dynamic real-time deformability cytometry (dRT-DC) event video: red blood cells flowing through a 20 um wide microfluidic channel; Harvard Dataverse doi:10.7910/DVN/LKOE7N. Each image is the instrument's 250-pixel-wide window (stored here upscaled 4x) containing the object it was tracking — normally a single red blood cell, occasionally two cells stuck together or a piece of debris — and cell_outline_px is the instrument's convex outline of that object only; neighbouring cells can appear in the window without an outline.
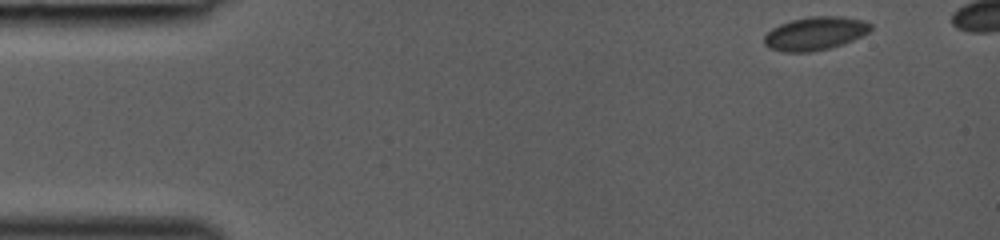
{"species": "common noctule bat (a hibernating species)", "species_latin": "Nyctalus noctula", "temperature_condition": "room temperature", "stored_images_in_passage": 40, "camera_frame_rate_fps": 3000, "um_per_image_px": 0.085, "animal": {"sex": "female", "body_mass_g": 19.0, "forearm_length_mm": 53.3}, "frame": {"image": 1, "passage_image": 1, "time_ms": 0.0, "image_size_px": [1000, 240], "cell_outline_px": [[872, 28], [868, 32], [844, 44], [828, 48], [808, 52], [784, 52], [768, 48], [764, 44], [764, 36], [772, 28], [780, 24], [792, 20], [808, 16], [844, 16], [864, 20], [872, 24]], "centroid_in_image_um": [69.28, 2.83], "position_along_channel_um": 15.7, "area_um2": 20.75}}
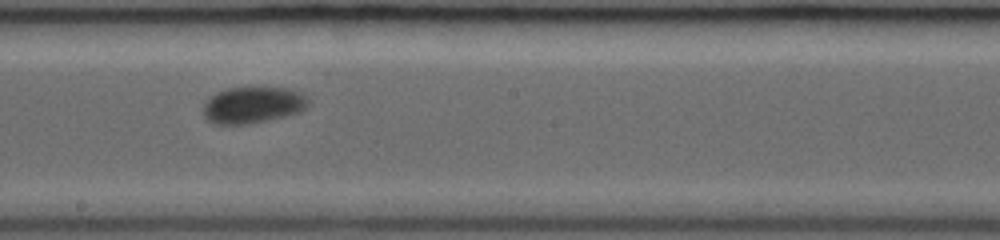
{"frame": {"image": 2, "passage_image": 23, "time_ms": 7.333, "image_size_px": [1000, 240], "cell_outline_px": [[308, 104], [300, 112], [268, 120], [248, 124], [216, 124], [208, 120], [204, 116], [204, 104], [216, 92], [228, 88], [288, 88], [300, 92], [308, 100]], "centroid_in_image_um": [21.48, 8.93], "position_along_channel_um": 226.7, "area_um2": 22.02}}
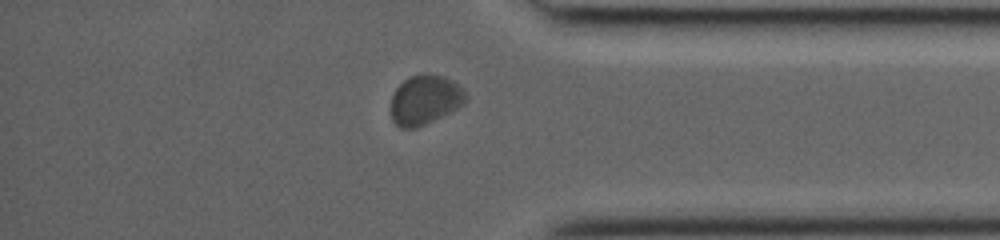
{"frame": {"image": 3, "passage_image": 35, "time_ms": 11.333, "image_size_px": [1000, 240], "cell_outline_px": [[468, 96], [464, 104], [416, 128], [400, 128], [392, 120], [392, 96], [396, 88], [408, 76], [424, 72], [444, 76], [452, 80]], "centroid_in_image_um": [36.1, 8.45], "position_along_channel_um": 399.1, "area_um2": 21.39}}